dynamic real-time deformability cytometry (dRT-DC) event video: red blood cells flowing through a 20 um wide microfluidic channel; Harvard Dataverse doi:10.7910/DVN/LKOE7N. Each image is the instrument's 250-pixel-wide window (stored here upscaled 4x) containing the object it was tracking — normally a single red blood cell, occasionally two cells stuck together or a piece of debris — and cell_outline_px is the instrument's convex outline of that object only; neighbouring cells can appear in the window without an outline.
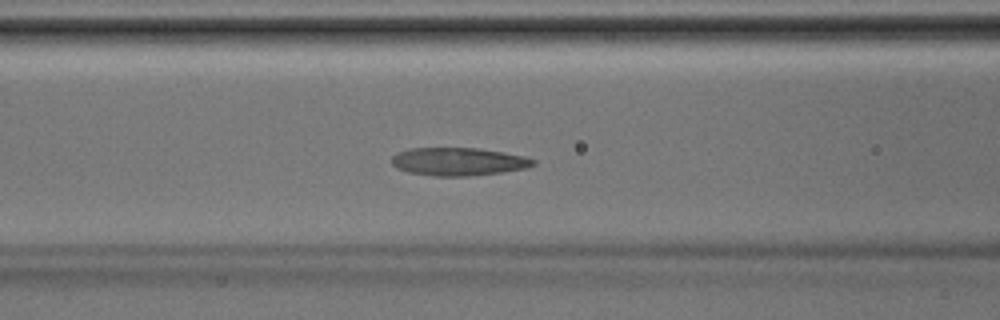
{"species": "Egyptian fruit bat (a non-hibernating species)", "species_latin": "Rousettus aegyptiacus", "temperature_condition": "room temperature", "stored_images_in_passage": 39, "camera_frame_rate_fps": 3000, "um_per_image_px": 0.085, "animal": {"sex": "male"}, "frame": {"image": 1, "passage_image": 14, "time_ms": 4.333, "image_size_px": [1000, 320], "cell_outline_px": [[536, 164], [524, 168], [500, 172], [468, 176], [432, 176], [408, 172], [396, 168], [392, 164], [392, 156], [396, 152], [408, 148], [476, 148], [504, 152], [524, 156], [536, 160]], "centroid_in_image_um": [38.92, 13.73], "position_along_channel_um": 127.7, "area_um2": 23.12}}
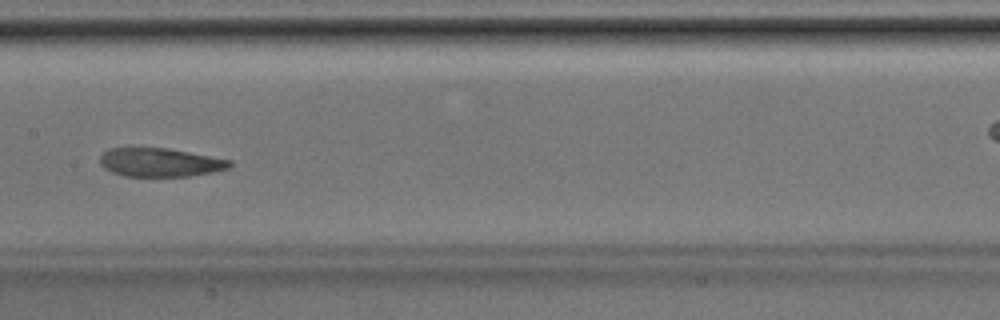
{"frame": {"image": 2, "passage_image": 18, "time_ms": 5.667, "image_size_px": [1000, 320], "cell_outline_px": [[232, 164], [228, 168], [212, 172], [188, 176], [124, 176], [112, 172], [104, 168], [100, 164], [100, 156], [108, 148], [168, 148], [232, 160]], "centroid_in_image_um": [13.59, 13.8], "position_along_channel_um": 193.8, "area_um2": 21.56}}
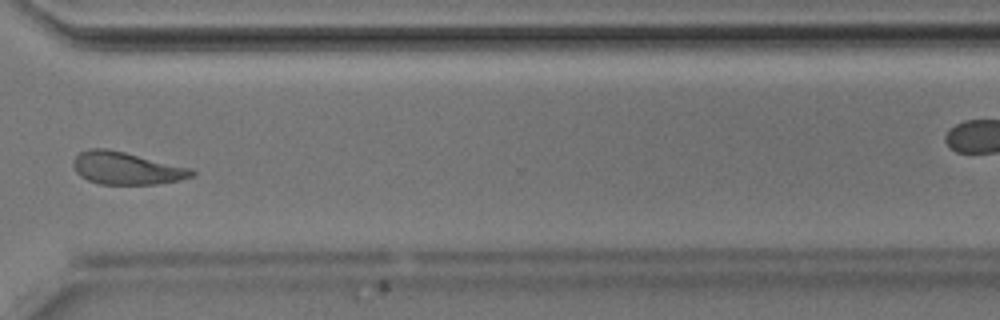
{"frame": {"image": 3, "passage_image": 28, "time_ms": 9.0, "image_size_px": [1000, 320], "cell_outline_px": [[196, 172], [192, 176], [180, 180], [156, 184], [100, 184], [88, 180], [80, 176], [76, 172], [72, 164], [72, 160], [80, 152], [88, 148], [108, 148], [192, 168]], "centroid_in_image_um": [10.73, 14.29], "position_along_channel_um": 359.9, "area_um2": 22.54}}